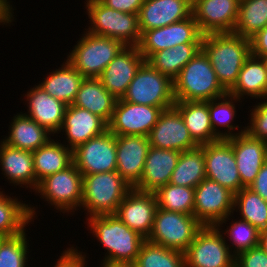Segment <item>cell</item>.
I'll return each instance as SVG.
<instances>
[{"mask_svg": "<svg viewBox=\"0 0 267 267\" xmlns=\"http://www.w3.org/2000/svg\"><path fill=\"white\" fill-rule=\"evenodd\" d=\"M157 207L154 193L131 188L118 205L115 215L130 229L148 239Z\"/></svg>", "mask_w": 267, "mask_h": 267, "instance_id": "e0dca14e", "label": "cell"}, {"mask_svg": "<svg viewBox=\"0 0 267 267\" xmlns=\"http://www.w3.org/2000/svg\"><path fill=\"white\" fill-rule=\"evenodd\" d=\"M202 49V44H180L154 53L147 62L174 80L182 68Z\"/></svg>", "mask_w": 267, "mask_h": 267, "instance_id": "e575fe53", "label": "cell"}, {"mask_svg": "<svg viewBox=\"0 0 267 267\" xmlns=\"http://www.w3.org/2000/svg\"><path fill=\"white\" fill-rule=\"evenodd\" d=\"M227 140L233 148L242 188H248L267 161V142L252 138L247 132Z\"/></svg>", "mask_w": 267, "mask_h": 267, "instance_id": "44dd1931", "label": "cell"}, {"mask_svg": "<svg viewBox=\"0 0 267 267\" xmlns=\"http://www.w3.org/2000/svg\"><path fill=\"white\" fill-rule=\"evenodd\" d=\"M104 5L124 13H139L144 0H100Z\"/></svg>", "mask_w": 267, "mask_h": 267, "instance_id": "bcb514c9", "label": "cell"}, {"mask_svg": "<svg viewBox=\"0 0 267 267\" xmlns=\"http://www.w3.org/2000/svg\"><path fill=\"white\" fill-rule=\"evenodd\" d=\"M132 187L117 171L83 175L81 208L91 216L115 214Z\"/></svg>", "mask_w": 267, "mask_h": 267, "instance_id": "277c9868", "label": "cell"}, {"mask_svg": "<svg viewBox=\"0 0 267 267\" xmlns=\"http://www.w3.org/2000/svg\"><path fill=\"white\" fill-rule=\"evenodd\" d=\"M0 169L14 187L36 190V176L31 151L13 148L0 141Z\"/></svg>", "mask_w": 267, "mask_h": 267, "instance_id": "484cf974", "label": "cell"}, {"mask_svg": "<svg viewBox=\"0 0 267 267\" xmlns=\"http://www.w3.org/2000/svg\"><path fill=\"white\" fill-rule=\"evenodd\" d=\"M124 101L169 109L175 104L173 80L154 69L147 61L130 82Z\"/></svg>", "mask_w": 267, "mask_h": 267, "instance_id": "52a82bcc", "label": "cell"}, {"mask_svg": "<svg viewBox=\"0 0 267 267\" xmlns=\"http://www.w3.org/2000/svg\"><path fill=\"white\" fill-rule=\"evenodd\" d=\"M235 267H267V254L260 245L235 256Z\"/></svg>", "mask_w": 267, "mask_h": 267, "instance_id": "ee69618b", "label": "cell"}, {"mask_svg": "<svg viewBox=\"0 0 267 267\" xmlns=\"http://www.w3.org/2000/svg\"><path fill=\"white\" fill-rule=\"evenodd\" d=\"M241 99L233 96L229 93L225 94L222 97L215 98L209 101V115L211 125L213 127L214 133L220 139H227L233 136H237L246 132V127L241 128L239 131V125H235L234 118H236V106L235 103L242 102ZM222 127V128H221ZM227 131H221L220 128ZM219 128V129H218ZM238 130V132H234Z\"/></svg>", "mask_w": 267, "mask_h": 267, "instance_id": "d590c367", "label": "cell"}, {"mask_svg": "<svg viewBox=\"0 0 267 267\" xmlns=\"http://www.w3.org/2000/svg\"><path fill=\"white\" fill-rule=\"evenodd\" d=\"M89 24L87 32L113 38L125 46H138L141 33L138 15L124 13L104 5L100 0H85Z\"/></svg>", "mask_w": 267, "mask_h": 267, "instance_id": "5b68a950", "label": "cell"}, {"mask_svg": "<svg viewBox=\"0 0 267 267\" xmlns=\"http://www.w3.org/2000/svg\"><path fill=\"white\" fill-rule=\"evenodd\" d=\"M73 164L82 175L116 171V135L106 130L77 146L73 150Z\"/></svg>", "mask_w": 267, "mask_h": 267, "instance_id": "4fadbf2b", "label": "cell"}, {"mask_svg": "<svg viewBox=\"0 0 267 267\" xmlns=\"http://www.w3.org/2000/svg\"><path fill=\"white\" fill-rule=\"evenodd\" d=\"M144 62L145 59L138 47L125 46L105 67L98 79L110 94L116 99H121Z\"/></svg>", "mask_w": 267, "mask_h": 267, "instance_id": "d6986e66", "label": "cell"}, {"mask_svg": "<svg viewBox=\"0 0 267 267\" xmlns=\"http://www.w3.org/2000/svg\"><path fill=\"white\" fill-rule=\"evenodd\" d=\"M135 264L136 267H186L184 253L147 239L141 245Z\"/></svg>", "mask_w": 267, "mask_h": 267, "instance_id": "ab89813d", "label": "cell"}, {"mask_svg": "<svg viewBox=\"0 0 267 267\" xmlns=\"http://www.w3.org/2000/svg\"><path fill=\"white\" fill-rule=\"evenodd\" d=\"M108 130V124L99 116L86 109L68 105L64 114L60 132H65L63 144L72 150L91 138L97 137ZM68 144H67V143Z\"/></svg>", "mask_w": 267, "mask_h": 267, "instance_id": "603a6c76", "label": "cell"}, {"mask_svg": "<svg viewBox=\"0 0 267 267\" xmlns=\"http://www.w3.org/2000/svg\"><path fill=\"white\" fill-rule=\"evenodd\" d=\"M192 15V0H144L138 13L140 33L185 20Z\"/></svg>", "mask_w": 267, "mask_h": 267, "instance_id": "7402d4cb", "label": "cell"}, {"mask_svg": "<svg viewBox=\"0 0 267 267\" xmlns=\"http://www.w3.org/2000/svg\"><path fill=\"white\" fill-rule=\"evenodd\" d=\"M195 188L177 186L171 183L158 188L154 195L157 206L166 211L193 215Z\"/></svg>", "mask_w": 267, "mask_h": 267, "instance_id": "f35d334b", "label": "cell"}, {"mask_svg": "<svg viewBox=\"0 0 267 267\" xmlns=\"http://www.w3.org/2000/svg\"><path fill=\"white\" fill-rule=\"evenodd\" d=\"M202 50L227 91L237 82L244 62L251 55L250 39L233 32L203 35Z\"/></svg>", "mask_w": 267, "mask_h": 267, "instance_id": "6da1fadb", "label": "cell"}, {"mask_svg": "<svg viewBox=\"0 0 267 267\" xmlns=\"http://www.w3.org/2000/svg\"><path fill=\"white\" fill-rule=\"evenodd\" d=\"M4 193L0 191V237H12L24 232L25 226L34 222L37 209Z\"/></svg>", "mask_w": 267, "mask_h": 267, "instance_id": "1f68e13d", "label": "cell"}, {"mask_svg": "<svg viewBox=\"0 0 267 267\" xmlns=\"http://www.w3.org/2000/svg\"><path fill=\"white\" fill-rule=\"evenodd\" d=\"M267 26V0H240L233 33L250 39Z\"/></svg>", "mask_w": 267, "mask_h": 267, "instance_id": "8d00e7d4", "label": "cell"}, {"mask_svg": "<svg viewBox=\"0 0 267 267\" xmlns=\"http://www.w3.org/2000/svg\"><path fill=\"white\" fill-rule=\"evenodd\" d=\"M239 211L240 219L249 222L259 231L267 228V201L250 188H242L234 194V211Z\"/></svg>", "mask_w": 267, "mask_h": 267, "instance_id": "74e56055", "label": "cell"}, {"mask_svg": "<svg viewBox=\"0 0 267 267\" xmlns=\"http://www.w3.org/2000/svg\"><path fill=\"white\" fill-rule=\"evenodd\" d=\"M149 148L148 136L116 135V171L132 188L141 179Z\"/></svg>", "mask_w": 267, "mask_h": 267, "instance_id": "ffe728a7", "label": "cell"}, {"mask_svg": "<svg viewBox=\"0 0 267 267\" xmlns=\"http://www.w3.org/2000/svg\"><path fill=\"white\" fill-rule=\"evenodd\" d=\"M175 101L207 102L228 93L201 49L173 80Z\"/></svg>", "mask_w": 267, "mask_h": 267, "instance_id": "3957f363", "label": "cell"}, {"mask_svg": "<svg viewBox=\"0 0 267 267\" xmlns=\"http://www.w3.org/2000/svg\"><path fill=\"white\" fill-rule=\"evenodd\" d=\"M71 246L63 251L53 267H87L86 253Z\"/></svg>", "mask_w": 267, "mask_h": 267, "instance_id": "f6af8a7d", "label": "cell"}, {"mask_svg": "<svg viewBox=\"0 0 267 267\" xmlns=\"http://www.w3.org/2000/svg\"><path fill=\"white\" fill-rule=\"evenodd\" d=\"M259 245L267 254V228L260 231Z\"/></svg>", "mask_w": 267, "mask_h": 267, "instance_id": "f907efd6", "label": "cell"}, {"mask_svg": "<svg viewBox=\"0 0 267 267\" xmlns=\"http://www.w3.org/2000/svg\"><path fill=\"white\" fill-rule=\"evenodd\" d=\"M27 112L23 113L44 127L53 136L59 134L67 105L35 85L25 94Z\"/></svg>", "mask_w": 267, "mask_h": 267, "instance_id": "cb8c5ba5", "label": "cell"}, {"mask_svg": "<svg viewBox=\"0 0 267 267\" xmlns=\"http://www.w3.org/2000/svg\"><path fill=\"white\" fill-rule=\"evenodd\" d=\"M8 136L1 141L13 148L35 151L43 146L52 134L22 112L13 116Z\"/></svg>", "mask_w": 267, "mask_h": 267, "instance_id": "83f0119b", "label": "cell"}, {"mask_svg": "<svg viewBox=\"0 0 267 267\" xmlns=\"http://www.w3.org/2000/svg\"><path fill=\"white\" fill-rule=\"evenodd\" d=\"M26 232L25 230L12 237H0V267L28 266L29 240Z\"/></svg>", "mask_w": 267, "mask_h": 267, "instance_id": "b9f144b4", "label": "cell"}, {"mask_svg": "<svg viewBox=\"0 0 267 267\" xmlns=\"http://www.w3.org/2000/svg\"><path fill=\"white\" fill-rule=\"evenodd\" d=\"M217 226H203L185 254L186 267H235V255Z\"/></svg>", "mask_w": 267, "mask_h": 267, "instance_id": "8fae6325", "label": "cell"}, {"mask_svg": "<svg viewBox=\"0 0 267 267\" xmlns=\"http://www.w3.org/2000/svg\"><path fill=\"white\" fill-rule=\"evenodd\" d=\"M174 107L180 112L190 136L199 146L220 140L211 125L209 101H176Z\"/></svg>", "mask_w": 267, "mask_h": 267, "instance_id": "f1b7e54d", "label": "cell"}, {"mask_svg": "<svg viewBox=\"0 0 267 267\" xmlns=\"http://www.w3.org/2000/svg\"><path fill=\"white\" fill-rule=\"evenodd\" d=\"M90 233L103 245L107 253L101 263H135L142 243L146 240L130 229L115 214L86 218Z\"/></svg>", "mask_w": 267, "mask_h": 267, "instance_id": "7a4b0ae2", "label": "cell"}, {"mask_svg": "<svg viewBox=\"0 0 267 267\" xmlns=\"http://www.w3.org/2000/svg\"><path fill=\"white\" fill-rule=\"evenodd\" d=\"M206 178L204 144L183 151L172 172L171 184L184 187H197Z\"/></svg>", "mask_w": 267, "mask_h": 267, "instance_id": "836d02e7", "label": "cell"}, {"mask_svg": "<svg viewBox=\"0 0 267 267\" xmlns=\"http://www.w3.org/2000/svg\"><path fill=\"white\" fill-rule=\"evenodd\" d=\"M239 99L247 95L252 99L267 98V67L261 57L250 55L239 72L237 82L228 91Z\"/></svg>", "mask_w": 267, "mask_h": 267, "instance_id": "4316f807", "label": "cell"}, {"mask_svg": "<svg viewBox=\"0 0 267 267\" xmlns=\"http://www.w3.org/2000/svg\"><path fill=\"white\" fill-rule=\"evenodd\" d=\"M262 59L264 60V62H265V64H266V67H267V55H264V56L262 57Z\"/></svg>", "mask_w": 267, "mask_h": 267, "instance_id": "f5cc1de1", "label": "cell"}, {"mask_svg": "<svg viewBox=\"0 0 267 267\" xmlns=\"http://www.w3.org/2000/svg\"><path fill=\"white\" fill-rule=\"evenodd\" d=\"M83 175L72 164L67 169L47 176L38 183L35 194L41 195L44 201L60 211L74 214L82 202ZM75 210V211H74Z\"/></svg>", "mask_w": 267, "mask_h": 267, "instance_id": "9c48e42d", "label": "cell"}, {"mask_svg": "<svg viewBox=\"0 0 267 267\" xmlns=\"http://www.w3.org/2000/svg\"><path fill=\"white\" fill-rule=\"evenodd\" d=\"M251 54L256 57L267 55V26L250 38Z\"/></svg>", "mask_w": 267, "mask_h": 267, "instance_id": "7dc6e473", "label": "cell"}, {"mask_svg": "<svg viewBox=\"0 0 267 267\" xmlns=\"http://www.w3.org/2000/svg\"><path fill=\"white\" fill-rule=\"evenodd\" d=\"M258 102L250 110V122L247 124L246 132L252 137L267 142V98Z\"/></svg>", "mask_w": 267, "mask_h": 267, "instance_id": "7bdbcfd3", "label": "cell"}, {"mask_svg": "<svg viewBox=\"0 0 267 267\" xmlns=\"http://www.w3.org/2000/svg\"><path fill=\"white\" fill-rule=\"evenodd\" d=\"M203 225L194 215L156 209L148 241L185 253Z\"/></svg>", "mask_w": 267, "mask_h": 267, "instance_id": "ba28073f", "label": "cell"}, {"mask_svg": "<svg viewBox=\"0 0 267 267\" xmlns=\"http://www.w3.org/2000/svg\"><path fill=\"white\" fill-rule=\"evenodd\" d=\"M43 82L37 84L45 92L55 99L72 105L84 77L67 61L62 63L61 68H56Z\"/></svg>", "mask_w": 267, "mask_h": 267, "instance_id": "d6a6232c", "label": "cell"}, {"mask_svg": "<svg viewBox=\"0 0 267 267\" xmlns=\"http://www.w3.org/2000/svg\"><path fill=\"white\" fill-rule=\"evenodd\" d=\"M229 228V229H228ZM223 235L230 239L227 241L231 244H227L230 251L236 256L238 253L251 249L259 245L260 231L252 226L249 222L242 219H235L230 222V226L225 231L219 228Z\"/></svg>", "mask_w": 267, "mask_h": 267, "instance_id": "60d3db41", "label": "cell"}, {"mask_svg": "<svg viewBox=\"0 0 267 267\" xmlns=\"http://www.w3.org/2000/svg\"><path fill=\"white\" fill-rule=\"evenodd\" d=\"M9 0H0V25H11L10 23L13 22L15 15L12 4L10 5Z\"/></svg>", "mask_w": 267, "mask_h": 267, "instance_id": "681fc988", "label": "cell"}, {"mask_svg": "<svg viewBox=\"0 0 267 267\" xmlns=\"http://www.w3.org/2000/svg\"><path fill=\"white\" fill-rule=\"evenodd\" d=\"M150 146L187 151L199 145L192 139L180 112L173 106L163 110L149 134Z\"/></svg>", "mask_w": 267, "mask_h": 267, "instance_id": "ac0fdd59", "label": "cell"}, {"mask_svg": "<svg viewBox=\"0 0 267 267\" xmlns=\"http://www.w3.org/2000/svg\"><path fill=\"white\" fill-rule=\"evenodd\" d=\"M202 39L203 34L191 15L185 20L165 27L143 31L137 47L147 61L157 51L180 44H202Z\"/></svg>", "mask_w": 267, "mask_h": 267, "instance_id": "7c38bea8", "label": "cell"}, {"mask_svg": "<svg viewBox=\"0 0 267 267\" xmlns=\"http://www.w3.org/2000/svg\"><path fill=\"white\" fill-rule=\"evenodd\" d=\"M163 109L117 99L108 130L114 135L149 136Z\"/></svg>", "mask_w": 267, "mask_h": 267, "instance_id": "5bb4252c", "label": "cell"}, {"mask_svg": "<svg viewBox=\"0 0 267 267\" xmlns=\"http://www.w3.org/2000/svg\"><path fill=\"white\" fill-rule=\"evenodd\" d=\"M248 188L267 201V161L263 164L254 182Z\"/></svg>", "mask_w": 267, "mask_h": 267, "instance_id": "c3c4849f", "label": "cell"}, {"mask_svg": "<svg viewBox=\"0 0 267 267\" xmlns=\"http://www.w3.org/2000/svg\"><path fill=\"white\" fill-rule=\"evenodd\" d=\"M240 0H192V15L203 35L232 33Z\"/></svg>", "mask_w": 267, "mask_h": 267, "instance_id": "2e32d148", "label": "cell"}, {"mask_svg": "<svg viewBox=\"0 0 267 267\" xmlns=\"http://www.w3.org/2000/svg\"><path fill=\"white\" fill-rule=\"evenodd\" d=\"M59 141L49 139L43 146L32 152L36 188L38 183L47 176L63 171L73 164V150Z\"/></svg>", "mask_w": 267, "mask_h": 267, "instance_id": "4dcf8cb0", "label": "cell"}, {"mask_svg": "<svg viewBox=\"0 0 267 267\" xmlns=\"http://www.w3.org/2000/svg\"><path fill=\"white\" fill-rule=\"evenodd\" d=\"M234 214V193L205 178L194 193V217L203 226L223 227Z\"/></svg>", "mask_w": 267, "mask_h": 267, "instance_id": "30bf717a", "label": "cell"}, {"mask_svg": "<svg viewBox=\"0 0 267 267\" xmlns=\"http://www.w3.org/2000/svg\"><path fill=\"white\" fill-rule=\"evenodd\" d=\"M180 153V151L150 146L141 179L133 188L154 193L158 188L168 184L177 166Z\"/></svg>", "mask_w": 267, "mask_h": 267, "instance_id": "d4e9b609", "label": "cell"}, {"mask_svg": "<svg viewBox=\"0 0 267 267\" xmlns=\"http://www.w3.org/2000/svg\"><path fill=\"white\" fill-rule=\"evenodd\" d=\"M206 178L236 194L242 189L237 162L227 139L204 144Z\"/></svg>", "mask_w": 267, "mask_h": 267, "instance_id": "9a60e30c", "label": "cell"}, {"mask_svg": "<svg viewBox=\"0 0 267 267\" xmlns=\"http://www.w3.org/2000/svg\"><path fill=\"white\" fill-rule=\"evenodd\" d=\"M67 55V61L84 77L98 78L125 45L113 38L87 31Z\"/></svg>", "mask_w": 267, "mask_h": 267, "instance_id": "8992f818", "label": "cell"}, {"mask_svg": "<svg viewBox=\"0 0 267 267\" xmlns=\"http://www.w3.org/2000/svg\"><path fill=\"white\" fill-rule=\"evenodd\" d=\"M101 267H136L135 263H110L104 262L100 264ZM99 265V267H100Z\"/></svg>", "mask_w": 267, "mask_h": 267, "instance_id": "816d5d0a", "label": "cell"}, {"mask_svg": "<svg viewBox=\"0 0 267 267\" xmlns=\"http://www.w3.org/2000/svg\"><path fill=\"white\" fill-rule=\"evenodd\" d=\"M117 99L107 91L98 78H84L73 105L86 109L110 122Z\"/></svg>", "mask_w": 267, "mask_h": 267, "instance_id": "f546056e", "label": "cell"}]
</instances>
